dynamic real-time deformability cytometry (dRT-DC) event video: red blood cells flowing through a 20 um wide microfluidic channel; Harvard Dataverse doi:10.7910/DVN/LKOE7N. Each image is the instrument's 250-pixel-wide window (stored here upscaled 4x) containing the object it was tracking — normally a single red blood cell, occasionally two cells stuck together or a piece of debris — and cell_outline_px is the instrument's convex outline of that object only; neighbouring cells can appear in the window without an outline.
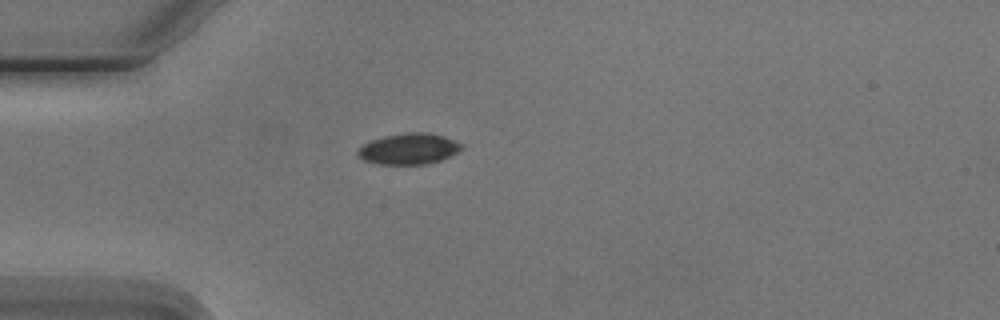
{"species": "Egyptian fruit bat (a non-hibernating species)", "species_latin": "Rousettus aegyptiacus", "temperature_condition": "cold", "stored_images_in_passage": 1, "camera_frame_rate_fps": 3000, "um_per_image_px": 0.085, "animal": {"sex": "male"}, "frame": {"image": 1, "passage_image": 1, "time_ms": 0.0, "image_size_px": [1000, 320], "cell_outline_px": [[464, 148], [440, 160], [428, 164], [376, 164], [364, 160], [356, 156], [356, 152], [364, 144], [372, 140], [384, 136], [408, 132], [428, 132], [444, 136], [464, 144]], "centroid_in_image_um": [34.75, 12.65], "position_along_channel_um": 50.2, "area_um2": 18.79}}